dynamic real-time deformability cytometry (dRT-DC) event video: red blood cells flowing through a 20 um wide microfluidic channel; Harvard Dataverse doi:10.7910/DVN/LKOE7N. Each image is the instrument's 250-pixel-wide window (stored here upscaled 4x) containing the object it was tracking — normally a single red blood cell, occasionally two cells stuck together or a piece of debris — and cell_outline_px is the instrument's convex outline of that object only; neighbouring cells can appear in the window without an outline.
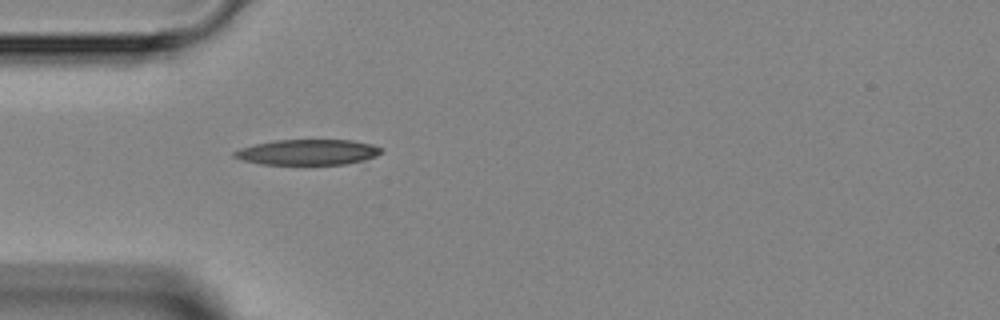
{"species": "Egyptian fruit bat (a non-hibernating species)", "species_latin": "Rousettus aegyptiacus", "temperature_condition": "room temperature", "stored_images_in_passage": 5, "camera_frame_rate_fps": 3000, "um_per_image_px": 0.085, "animal": {"sex": "female"}, "frame": {"image": 1, "passage_image": 5, "time_ms": 4.667, "image_size_px": [1000, 320], "cell_outline_px": [[384, 148], [376, 156], [364, 160], [344, 164], [260, 164], [244, 160], [232, 156], [232, 152], [240, 148], [256, 144], [276, 140], [352, 140], [372, 144]], "centroid_in_image_um": [26.17, 12.93], "position_along_channel_um": 58.8, "area_um2": 21.73}}